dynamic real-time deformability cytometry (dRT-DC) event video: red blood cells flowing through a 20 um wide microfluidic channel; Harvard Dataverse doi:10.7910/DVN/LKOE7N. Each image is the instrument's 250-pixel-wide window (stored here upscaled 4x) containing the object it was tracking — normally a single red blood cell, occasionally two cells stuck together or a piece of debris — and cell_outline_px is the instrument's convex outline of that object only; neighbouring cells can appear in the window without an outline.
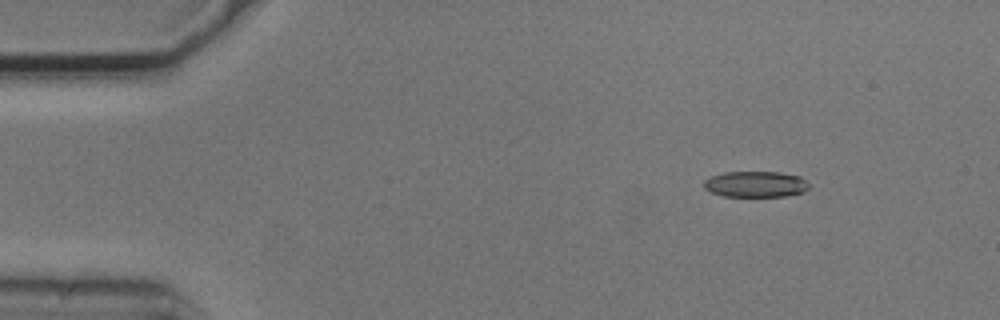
{"species": "common noctule bat (a hibernating species)", "species_latin": "Nyctalus noctula", "temperature_condition": "cold", "stored_images_in_passage": 7, "camera_frame_rate_fps": 3000, "um_per_image_px": 0.085, "animal": {"sex": "male", "body_mass_g": 20.5, "forearm_length_mm": 52.5}, "frame": {"image": 1, "passage_image": 2, "time_ms": 0.333, "image_size_px": [1000, 320], "cell_outline_px": [[808, 188], [804, 192], [784, 196], [724, 196], [712, 192], [704, 188], [704, 180], [712, 176], [724, 172], [780, 172], [800, 176], [808, 184]], "centroid_in_image_um": [64.23, 15.65], "position_along_channel_um": 20.8, "area_um2": 15.78}}